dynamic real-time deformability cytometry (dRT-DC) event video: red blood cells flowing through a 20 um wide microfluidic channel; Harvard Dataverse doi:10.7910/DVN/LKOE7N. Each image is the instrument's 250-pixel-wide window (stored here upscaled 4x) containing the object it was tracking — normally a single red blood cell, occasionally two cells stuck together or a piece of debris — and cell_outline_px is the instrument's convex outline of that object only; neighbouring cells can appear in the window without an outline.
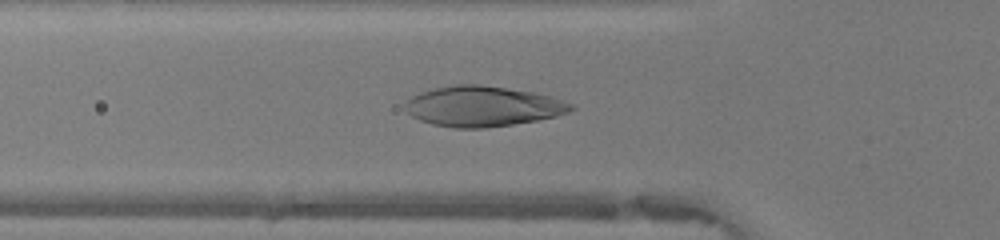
{"species": "human", "species_latin": "Homo sapiens", "temperature_condition": "warm", "stored_images_in_passage": 49, "camera_frame_rate_fps": 3000, "um_per_image_px": 0.085, "donor": {"sex": "female"}, "frame": {"image": 1, "passage_image": 16, "time_ms": 5.0, "image_size_px": [1000, 240], "cell_outline_px": [[576, 108], [568, 112], [556, 116], [536, 120], [512, 124], [484, 128], [456, 128], [432, 124], [420, 120], [412, 116], [404, 108], [404, 104], [412, 96], [420, 92], [436, 88], [456, 84], [480, 84], [532, 92], [548, 96], [572, 104]], "centroid_in_image_um": [41.0, 9.04], "position_along_channel_um": 84.8, "area_um2": 38.61}}
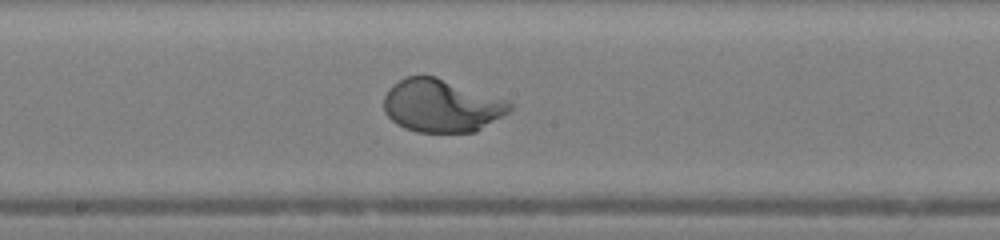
{"frame": {"image": 2, "passage_image": 25, "time_ms": 8.0, "image_size_px": [1000, 240], "cell_outline_px": [[512, 108], [508, 112], [476, 132], [416, 132], [404, 128], [396, 124], [384, 112], [384, 96], [400, 80], [408, 76], [436, 76], [508, 100], [512, 104]], "centroid_in_image_um": [37.54, 8.99], "position_along_channel_um": 210.7, "area_um2": 38.61}}
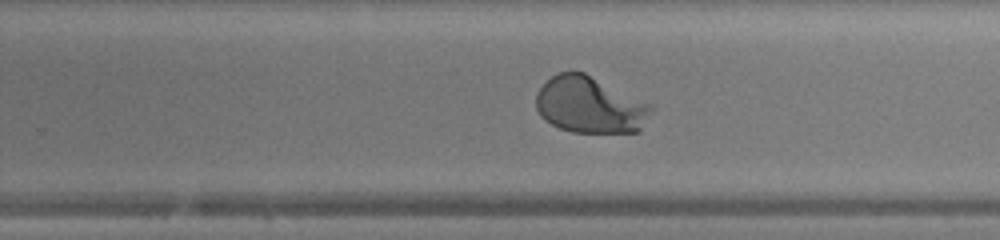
{"frame": {"image": 3, "passage_image": 30, "time_ms": 9.667, "image_size_px": [1000, 240], "cell_outline_px": [[652, 108], [640, 132], [572, 132], [560, 128], [544, 120], [540, 116], [536, 108], [536, 92], [552, 76], [560, 72], [584, 72], [652, 104]], "centroid_in_image_um": [50.13, 8.93], "position_along_channel_um": 279.7, "area_um2": 37.8}, "authors_computed_cell_mechanics": {"area_um2": 39.304, "velocity_mm_per_s": 4.1601, "shape_relaxation_time_tau1_ms": 2.325, "shape_relaxation_time_tau2_ms": null, "deformation_change_tau1": 0.2319, "deformation_change_tau2": null}}